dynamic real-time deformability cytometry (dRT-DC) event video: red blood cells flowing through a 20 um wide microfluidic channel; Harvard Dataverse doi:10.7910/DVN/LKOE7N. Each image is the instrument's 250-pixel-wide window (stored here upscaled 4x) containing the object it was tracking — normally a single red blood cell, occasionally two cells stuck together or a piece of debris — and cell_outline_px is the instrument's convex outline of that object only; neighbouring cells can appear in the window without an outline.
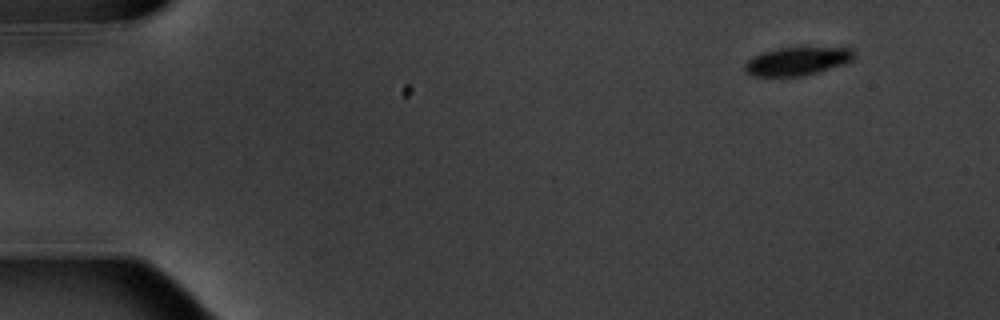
{"species": "common noctule bat (a hibernating species)", "species_latin": "Nyctalus noctula", "temperature_condition": "warm", "stored_images_in_passage": 9, "camera_frame_rate_fps": 3000, "um_per_image_px": 0.085, "animal": {"sex": "male", "body_mass_g": 20.1, "forearm_length_mm": 53.5}, "frame": {"image": 1, "passage_image": 1, "time_ms": 0.0, "image_size_px": [1000, 320], "cell_outline_px": [[856, 56], [852, 60], [844, 64], [804, 76], [752, 76], [744, 72], [744, 64], [752, 56], [776, 48], [852, 48], [856, 52]], "centroid_in_image_um": [67.75, 5.21], "position_along_channel_um": 17.3, "area_um2": 18.03}}
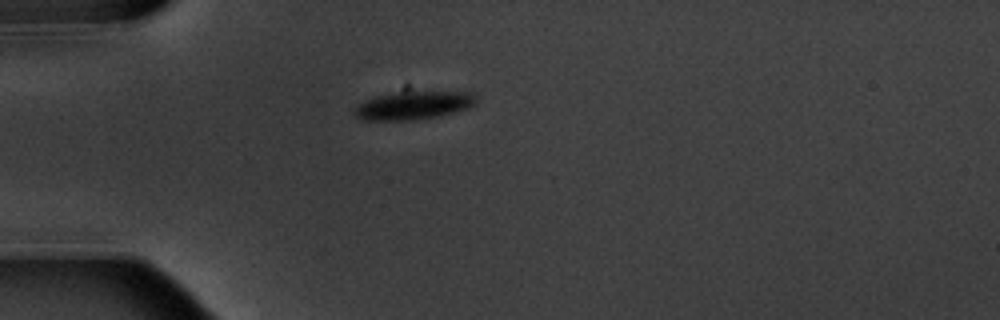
{"frame": {"image": 2, "passage_image": 4, "time_ms": 3.667, "image_size_px": [1000, 320], "cell_outline_px": [[476, 104], [468, 108], [436, 116], [416, 120], [364, 120], [356, 116], [352, 112], [360, 104], [376, 96], [392, 92], [468, 92], [476, 96]], "centroid_in_image_um": [35.14, 8.96], "position_along_channel_um": 49.9, "area_um2": 19.65}}